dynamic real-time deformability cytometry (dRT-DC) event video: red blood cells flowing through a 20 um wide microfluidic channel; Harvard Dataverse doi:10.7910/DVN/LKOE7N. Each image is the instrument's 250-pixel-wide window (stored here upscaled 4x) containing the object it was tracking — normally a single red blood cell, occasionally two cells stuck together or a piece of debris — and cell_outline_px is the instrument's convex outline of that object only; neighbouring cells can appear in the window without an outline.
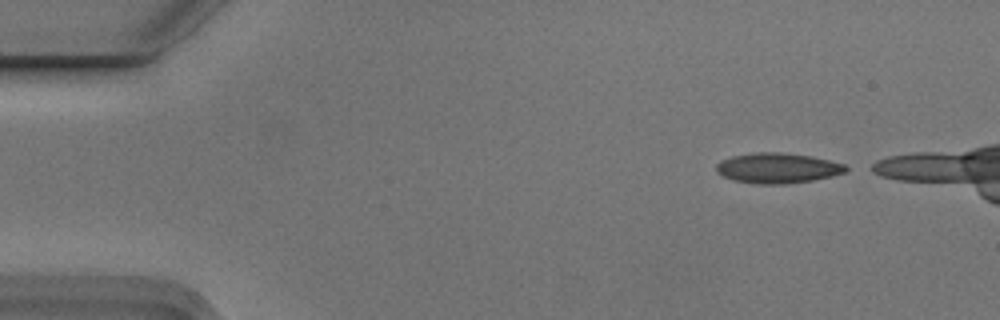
{"species": "Egyptian fruit bat (a non-hibernating species)", "species_latin": "Rousettus aegyptiacus", "temperature_condition": "cold", "stored_images_in_passage": 11, "camera_frame_rate_fps": 3000, "um_per_image_px": 0.085, "animal": {"sex": "male"}, "frame": {"image": 1, "passage_image": 1, "time_ms": 0.0, "image_size_px": [1000, 320], "cell_outline_px": [[848, 168], [844, 172], [832, 176], [812, 180], [784, 184], [756, 184], [732, 180], [716, 172], [716, 164], [720, 160], [732, 156], [756, 152], [780, 152], [812, 156], [844, 164]], "centroid_in_image_um": [66.05, 14.28], "position_along_channel_um": 18.9, "area_um2": 22.83}}
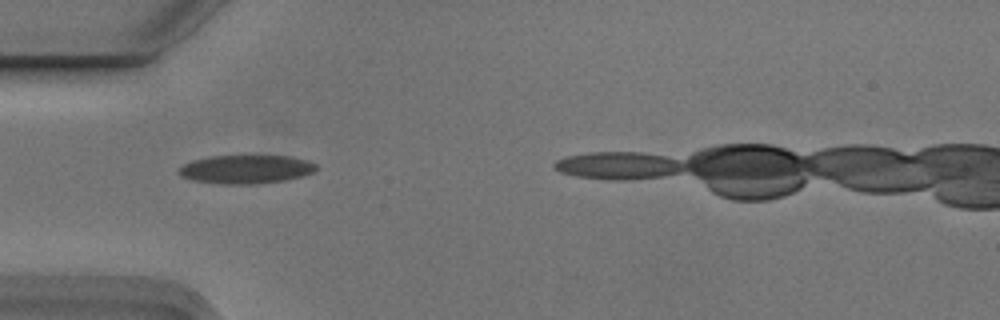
{"frame": {"image": 2, "passage_image": 4, "time_ms": 1.0, "image_size_px": [1000, 320], "cell_outline_px": [[316, 168], [312, 172], [300, 176], [284, 180], [252, 184], [224, 184], [192, 180], [180, 176], [180, 168], [184, 164], [192, 160], [212, 156], [288, 156], [308, 160], [316, 164]], "centroid_in_image_um": [20.89, 14.38], "position_along_channel_um": 64.1, "area_um2": 22.54}}
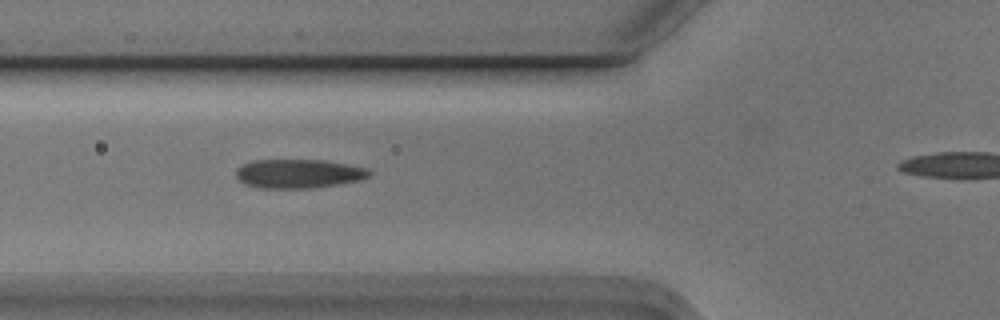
{"frame": {"image": 3, "passage_image": 5, "time_ms": 1.333, "image_size_px": [1000, 320], "cell_outline_px": [[372, 172], [368, 176], [360, 180], [336, 184], [308, 188], [264, 188], [244, 184], [236, 176], [236, 168], [252, 160], [324, 160], [348, 164], [368, 168]], "centroid_in_image_um": [25.37, 14.75], "position_along_channel_um": 100.4, "area_um2": 22.37}}